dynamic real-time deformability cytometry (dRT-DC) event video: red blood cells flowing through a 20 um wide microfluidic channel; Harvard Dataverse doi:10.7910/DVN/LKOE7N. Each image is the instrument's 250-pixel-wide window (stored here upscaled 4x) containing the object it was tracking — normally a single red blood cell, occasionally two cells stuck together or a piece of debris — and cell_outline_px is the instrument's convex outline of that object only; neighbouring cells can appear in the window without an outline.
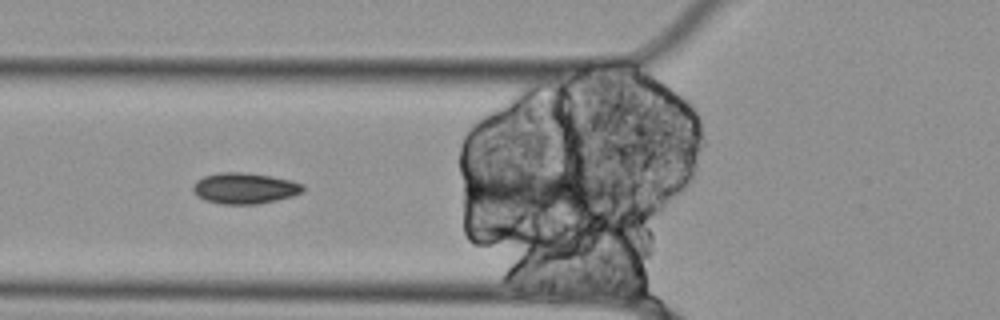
{"species": "Egyptian fruit bat (a non-hibernating species)", "species_latin": "Rousettus aegyptiacus", "temperature_condition": "cold", "stored_images_in_passage": 3, "camera_frame_rate_fps": 3000, "um_per_image_px": 0.085, "animal": {"sex": "female"}, "frame": {"image": 1, "passage_image": 2, "time_ms": 0.333, "image_size_px": [1000, 320], "cell_outline_px": [[304, 192], [292, 196], [260, 204], [220, 204], [204, 200], [196, 196], [192, 192], [192, 184], [196, 180], [204, 176], [220, 172], [240, 172], [272, 176], [292, 180], [304, 184]], "centroid_in_image_um": [20.78, 16.0], "position_along_channel_um": 105.0, "area_um2": 20.17}}